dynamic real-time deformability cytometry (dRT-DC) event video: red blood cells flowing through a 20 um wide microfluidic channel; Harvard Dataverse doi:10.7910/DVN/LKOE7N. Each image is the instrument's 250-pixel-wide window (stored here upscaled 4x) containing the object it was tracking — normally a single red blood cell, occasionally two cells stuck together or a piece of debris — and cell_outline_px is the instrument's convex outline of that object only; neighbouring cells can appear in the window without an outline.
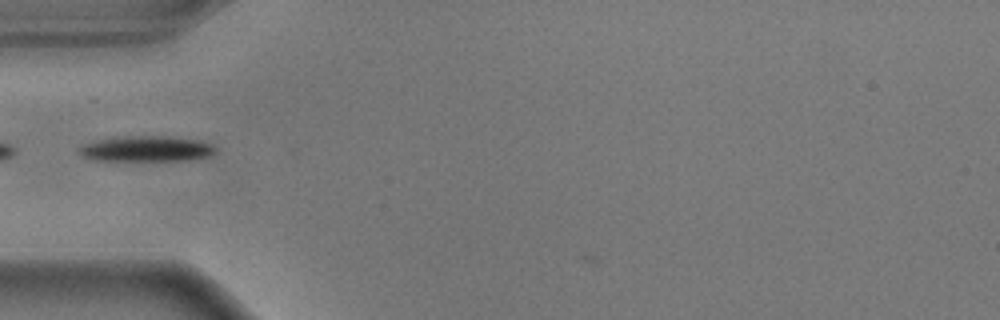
{"species": "common noctule bat (a hibernating species)", "species_latin": "Nyctalus noctula", "temperature_condition": "warm", "stored_images_in_passage": 35, "camera_frame_rate_fps": 3000, "um_per_image_px": 0.085, "animal": {"sex": "male", "body_mass_g": 17.9}, "frame": {"image": 1, "passage_image": 5, "time_ms": 1.333, "image_size_px": [1000, 320], "cell_outline_px": [[216, 152], [208, 156], [188, 160], [96, 160], [84, 156], [80, 152], [80, 148], [84, 144], [96, 140], [124, 136], [156, 136], [192, 140], [208, 144], [216, 148]], "centroid_in_image_um": [12.41, 12.65], "position_along_channel_um": 72.6, "area_um2": 19.59}, "authors_computed_cell_mechanics": {"area_um2": 20.8658, "velocity_mm_per_s": 3.6259, "shape_relaxation_time_tau1_ms": 2.798, "shape_relaxation_time_tau2_ms": null, "deformation_change_tau1": 0.1906, "deformation_change_tau2": null}}